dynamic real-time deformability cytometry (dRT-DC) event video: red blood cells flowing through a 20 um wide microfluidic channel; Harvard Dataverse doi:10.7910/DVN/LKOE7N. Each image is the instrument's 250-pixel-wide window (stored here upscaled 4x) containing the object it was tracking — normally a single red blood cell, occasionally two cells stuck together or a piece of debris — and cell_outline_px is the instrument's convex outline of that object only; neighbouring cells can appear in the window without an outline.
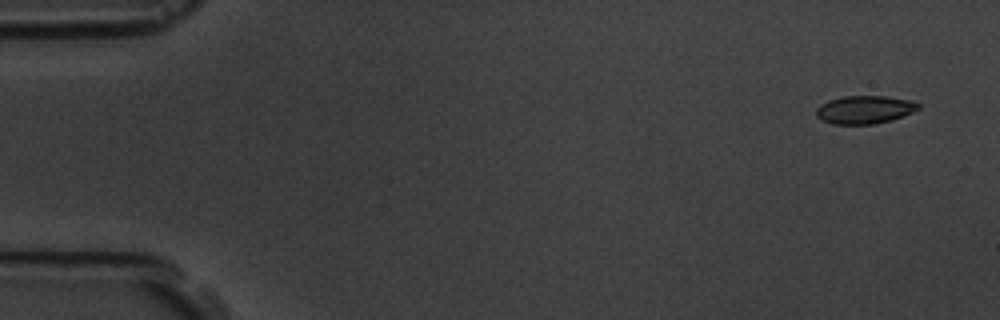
{"species": "common noctule bat (a hibernating species)", "species_latin": "Nyctalus noctula", "temperature_condition": "room temperature", "stored_images_in_passage": 6, "segment_of_instrument_passage": [1, 2], "camera_frame_rate_fps": 3000, "um_per_image_px": 0.085, "animal": {"sex": "male", "body_mass_g": 19.5, "forearm_length_mm": 54.6}, "frame": {"image": 1, "passage_image": 1, "time_ms": 0.0, "image_size_px": [1000, 320], "cell_outline_px": [[920, 108], [912, 112], [892, 120], [872, 124], [832, 124], [816, 116], [816, 108], [820, 104], [828, 100], [844, 96], [884, 96], [912, 100], [920, 104]], "centroid_in_image_um": [73.49, 9.31], "position_along_channel_um": 11.5, "area_um2": 16.7}}
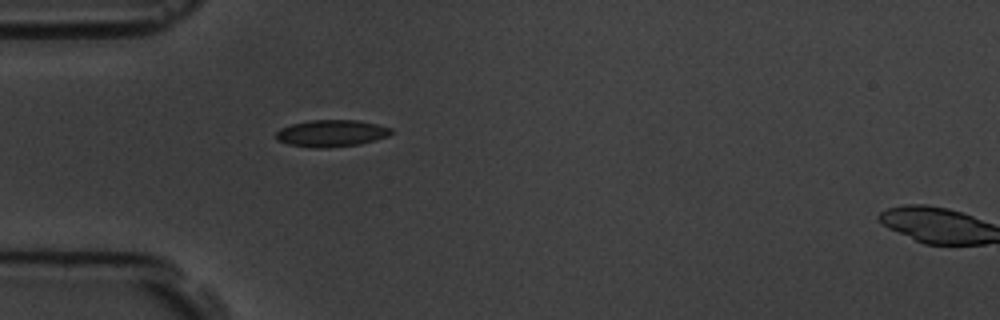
{"frame": {"image": 2, "passage_image": 5, "time_ms": 4.667, "image_size_px": [1000, 320], "cell_outline_px": [[392, 132], [388, 136], [376, 140], [360, 144], [328, 148], [312, 148], [288, 144], [276, 140], [276, 132], [280, 128], [292, 124], [312, 120], [356, 120], [376, 124], [392, 128]], "centroid_in_image_um": [28.16, 11.34], "position_along_channel_um": 56.8, "area_um2": 18.09}}